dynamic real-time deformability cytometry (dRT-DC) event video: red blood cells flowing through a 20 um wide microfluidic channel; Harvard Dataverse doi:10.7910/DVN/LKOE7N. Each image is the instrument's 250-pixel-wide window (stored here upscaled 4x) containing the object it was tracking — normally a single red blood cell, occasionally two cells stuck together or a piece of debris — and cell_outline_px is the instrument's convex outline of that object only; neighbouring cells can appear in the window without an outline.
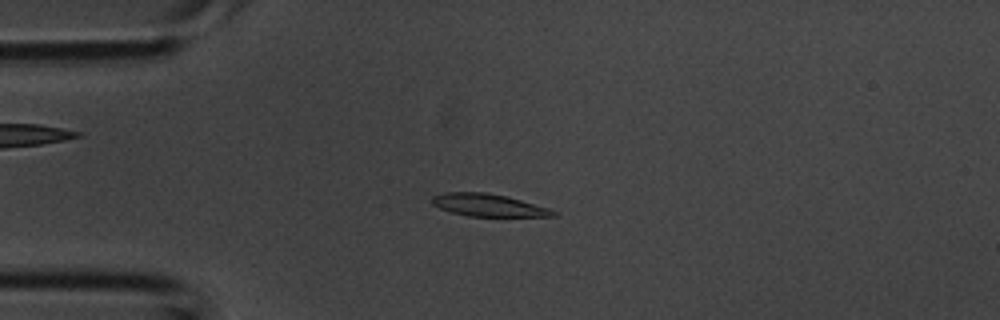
{"species": "common noctule bat (a hibernating species)", "species_latin": "Nyctalus noctula", "temperature_condition": "room temperature", "stored_images_in_passage": 38, "camera_frame_rate_fps": 3000, "um_per_image_px": 0.085, "animal": {"sex": "male", "body_mass_g": 20.1, "forearm_length_mm": 53.5}, "frame": {"image": 1, "passage_image": 9, "time_ms": 2.667, "image_size_px": [1000, 320], "cell_outline_px": [[560, 216], [468, 216], [452, 212], [440, 208], [432, 204], [432, 196], [444, 192], [484, 192], [508, 196], [548, 208], [560, 212]], "centroid_in_image_um": [41.54, 17.43], "position_along_channel_um": 43.5, "area_um2": 15.9}}
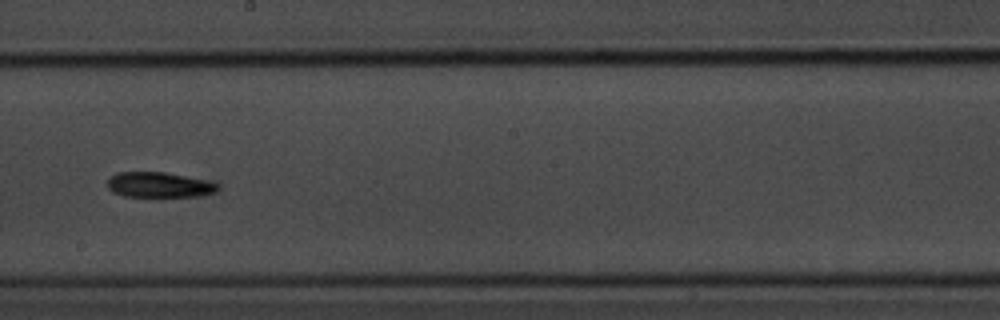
{"frame": {"image": 2, "passage_image": 21, "time_ms": 6.667, "image_size_px": [1000, 320], "cell_outline_px": [[220, 188], [216, 192], [196, 196], [124, 196], [112, 192], [108, 188], [108, 176], [116, 172], [164, 172], [204, 180], [220, 184]], "centroid_in_image_um": [13.49, 15.7], "position_along_channel_um": 234.7, "area_um2": 16.18}}
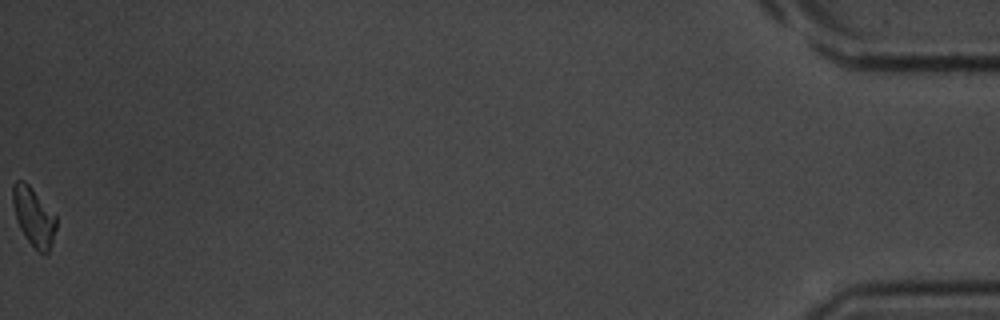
{"frame": {"image": 3, "passage_image": 38, "time_ms": 12.333, "image_size_px": [1000, 320], "cell_outline_px": [[56, 228], [48, 252], [40, 252], [28, 240], [20, 228], [16, 220], [12, 204], [12, 184], [16, 180], [24, 180], [32, 188], [56, 216]], "centroid_in_image_um": [2.83, 18.36], "position_along_channel_um": 432.4, "area_um2": 14.57}}